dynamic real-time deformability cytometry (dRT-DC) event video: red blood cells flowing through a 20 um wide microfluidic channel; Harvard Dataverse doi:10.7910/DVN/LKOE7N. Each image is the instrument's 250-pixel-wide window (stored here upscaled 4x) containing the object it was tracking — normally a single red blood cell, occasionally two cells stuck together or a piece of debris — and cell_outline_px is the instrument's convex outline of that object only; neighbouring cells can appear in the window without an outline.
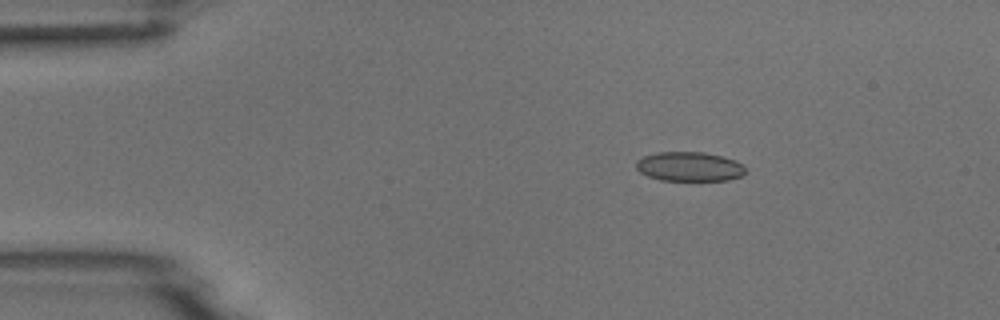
{"species": "common noctule bat (a hibernating species)", "species_latin": "Nyctalus noctula", "temperature_condition": "room temperature", "stored_images_in_passage": 4, "camera_frame_rate_fps": 3000, "um_per_image_px": 0.085, "animal": {"sex": "male", "body_mass_g": 18.8}, "frame": {"image": 1, "passage_image": 2, "time_ms": 1.0, "image_size_px": [1000, 320], "cell_outline_px": [[744, 172], [740, 176], [728, 180], [660, 180], [648, 176], [640, 172], [636, 168], [636, 160], [644, 156], [656, 152], [704, 152], [736, 160], [744, 164]], "centroid_in_image_um": [58.58, 14.15], "position_along_channel_um": 26.4, "area_um2": 18.67}}
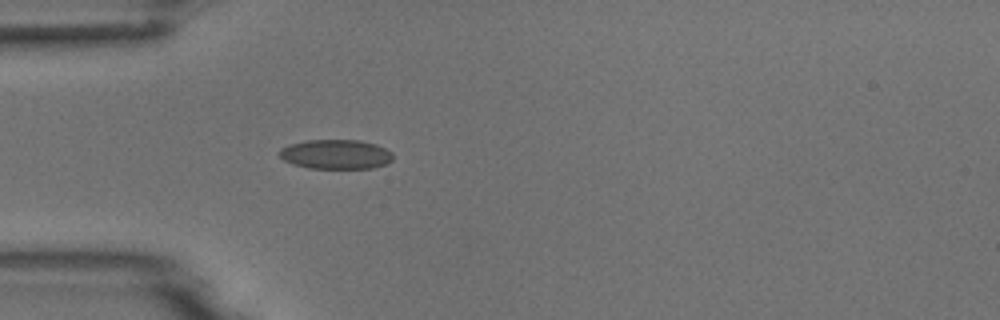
{"frame": {"image": 2, "passage_image": 4, "time_ms": 3.333, "image_size_px": [1000, 320], "cell_outline_px": [[392, 160], [384, 164], [372, 168], [308, 168], [292, 164], [284, 160], [280, 156], [280, 148], [288, 144], [304, 140], [360, 140], [376, 144], [392, 152]], "centroid_in_image_um": [28.52, 13.1], "position_along_channel_um": 56.5, "area_um2": 19.54}}